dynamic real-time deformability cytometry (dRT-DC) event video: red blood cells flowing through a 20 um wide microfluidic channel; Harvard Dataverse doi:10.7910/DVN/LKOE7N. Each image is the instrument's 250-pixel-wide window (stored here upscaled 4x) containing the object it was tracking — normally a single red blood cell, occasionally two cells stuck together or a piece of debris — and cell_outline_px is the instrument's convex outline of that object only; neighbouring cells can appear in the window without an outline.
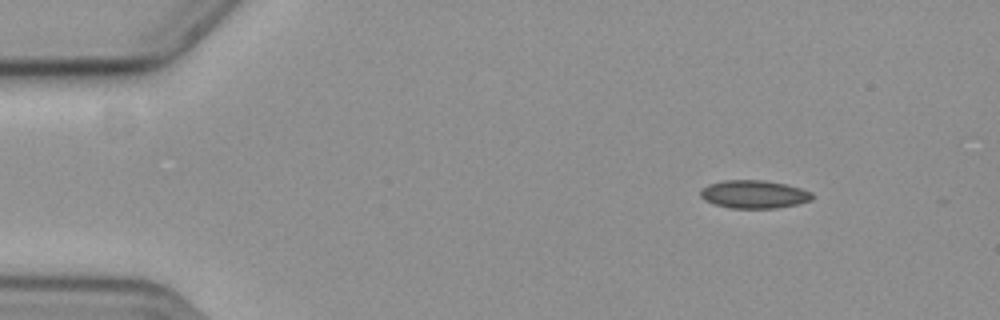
{"species": "common noctule bat (a hibernating species)", "species_latin": "Nyctalus noctula", "temperature_condition": "cold", "stored_images_in_passage": 15, "camera_frame_rate_fps": 3000, "um_per_image_px": 0.085, "animal": {"sex": "female", "body_mass_g": 19.3, "forearm_length_mm": 54.1}, "frame": {"image": 1, "passage_image": 1, "time_ms": 0.0, "image_size_px": [1000, 320], "cell_outline_px": [[812, 200], [796, 204], [776, 208], [732, 208], [716, 204], [700, 196], [700, 192], [708, 184], [724, 180], [764, 180], [784, 184], [800, 188], [812, 192]], "centroid_in_image_um": [64.11, 16.51], "position_along_channel_um": 20.9, "area_um2": 17.98}}
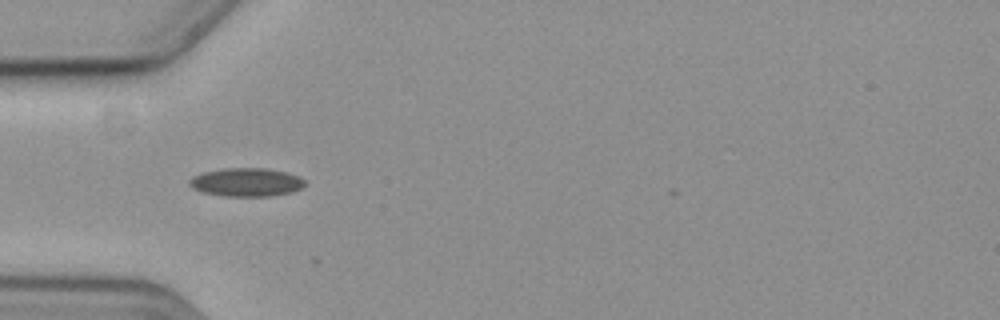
{"frame": {"image": 2, "passage_image": 12, "time_ms": 3.667, "image_size_px": [1000, 320], "cell_outline_px": [[304, 184], [300, 188], [292, 192], [272, 196], [224, 196], [204, 192], [192, 188], [188, 184], [188, 180], [204, 172], [228, 168], [264, 168], [284, 172], [296, 176], [304, 180]], "centroid_in_image_um": [20.92, 15.5], "position_along_channel_um": 64.1, "area_um2": 18.79}}